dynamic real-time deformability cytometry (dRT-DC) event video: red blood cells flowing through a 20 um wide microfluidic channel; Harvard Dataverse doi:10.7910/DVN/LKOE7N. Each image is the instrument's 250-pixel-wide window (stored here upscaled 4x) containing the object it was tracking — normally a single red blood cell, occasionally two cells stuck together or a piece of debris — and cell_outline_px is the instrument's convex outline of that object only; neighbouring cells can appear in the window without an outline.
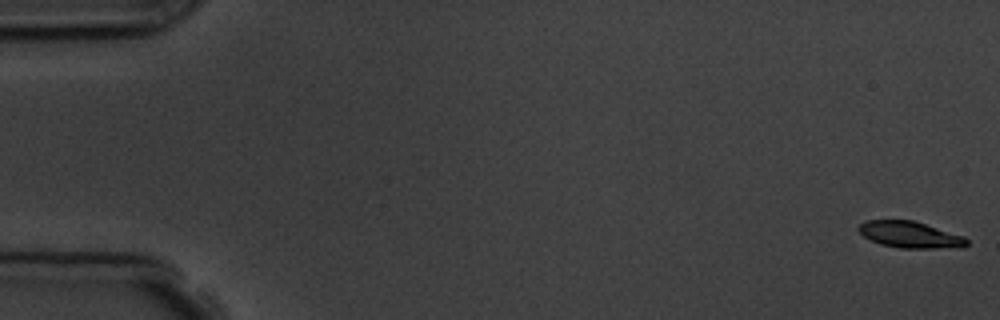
{"species": "common noctule bat (a hibernating species)", "species_latin": "Nyctalus noctula", "temperature_condition": "room temperature", "stored_images_in_passage": 8, "camera_frame_rate_fps": 3000, "um_per_image_px": 0.085, "animal": {"sex": "male", "body_mass_g": 19.5, "forearm_length_mm": 54.6}, "frame": {"image": 1, "passage_image": 1, "time_ms": 0.0, "image_size_px": [1000, 320], "cell_outline_px": [[968, 244], [964, 248], [900, 248], [880, 244], [864, 236], [856, 228], [864, 220], [912, 220], [964, 236], [968, 240]], "centroid_in_image_um": [77.37, 19.95], "position_along_channel_um": 7.6, "area_um2": 16.7}}
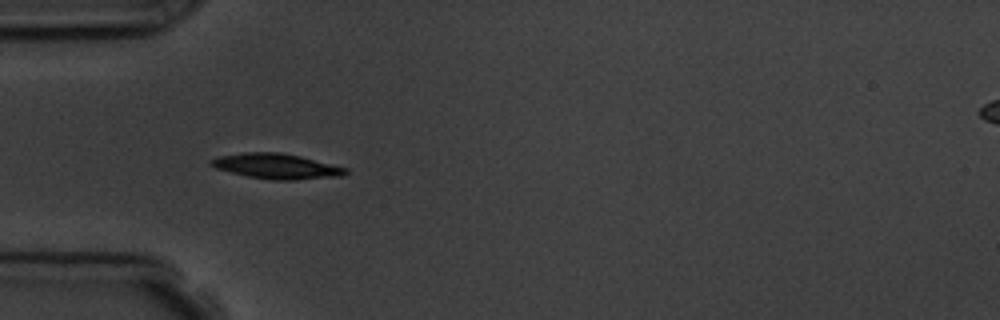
{"frame": {"image": 2, "passage_image": 5, "time_ms": 5.333, "image_size_px": [1000, 320], "cell_outline_px": [[348, 172], [340, 176], [292, 180], [272, 180], [248, 176], [216, 168], [208, 164], [208, 160], [220, 156], [244, 152], [280, 152], [300, 156], [348, 168]], "centroid_in_image_um": [23.49, 14.12], "position_along_channel_um": 61.5, "area_um2": 19.65}}